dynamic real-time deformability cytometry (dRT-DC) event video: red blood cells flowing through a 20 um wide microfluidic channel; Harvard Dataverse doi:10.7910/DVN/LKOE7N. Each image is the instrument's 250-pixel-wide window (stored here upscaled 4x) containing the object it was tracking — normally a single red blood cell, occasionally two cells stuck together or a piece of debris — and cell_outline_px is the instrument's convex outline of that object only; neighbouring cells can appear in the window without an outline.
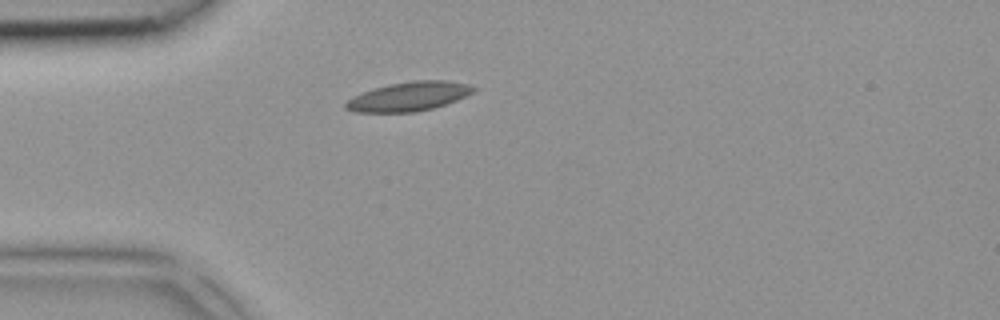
{"species": "common noctule bat (a hibernating species)", "species_latin": "Nyctalus noctula", "temperature_condition": "room temperature", "stored_images_in_passage": 1, "camera_frame_rate_fps": 3000, "um_per_image_px": 0.085, "animal": {"sex": "female", "body_mass_g": 18.4}, "frame": {"image": 1, "passage_image": 1, "time_ms": 0.0, "image_size_px": [1000, 320], "cell_outline_px": [[476, 88], [472, 92], [456, 100], [432, 108], [416, 112], [356, 112], [344, 108], [344, 104], [352, 96], [388, 84], [412, 80], [444, 80], [468, 84]], "centroid_in_image_um": [34.72, 8.19], "position_along_channel_um": 50.3, "area_um2": 21.44}}